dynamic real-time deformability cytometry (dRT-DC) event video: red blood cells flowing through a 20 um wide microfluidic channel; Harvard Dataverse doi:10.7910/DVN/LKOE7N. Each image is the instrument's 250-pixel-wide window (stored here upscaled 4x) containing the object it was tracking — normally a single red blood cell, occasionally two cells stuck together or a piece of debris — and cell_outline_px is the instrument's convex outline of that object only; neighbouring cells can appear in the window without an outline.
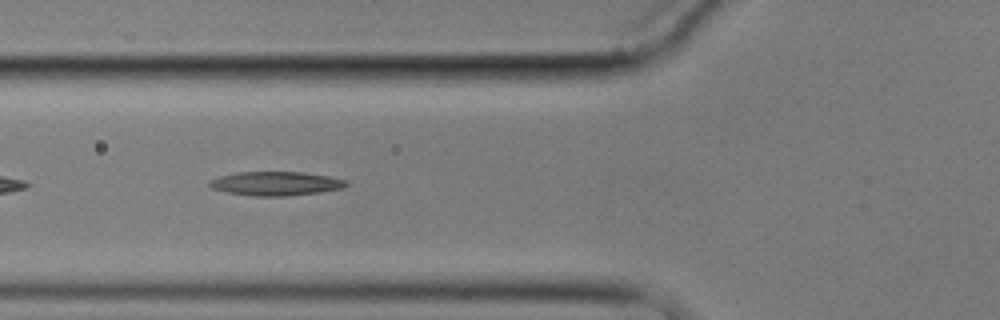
{"species": "common noctule bat (a hibernating species)", "species_latin": "Nyctalus noctula", "temperature_condition": "cold", "stored_images_in_passage": 7, "camera_frame_rate_fps": 3000, "um_per_image_px": 0.085, "animal": {"sex": "male", "body_mass_g": 17.9}, "frame": {"image": 1, "passage_image": 3, "time_ms": 2.333, "image_size_px": [1000, 320], "cell_outline_px": [[348, 184], [344, 188], [320, 192], [288, 196], [252, 196], [228, 192], [208, 188], [208, 184], [212, 180], [220, 176], [240, 172], [300, 172], [328, 176], [348, 180]], "centroid_in_image_um": [23.46, 15.61], "position_along_channel_um": 102.3, "area_um2": 19.07}}
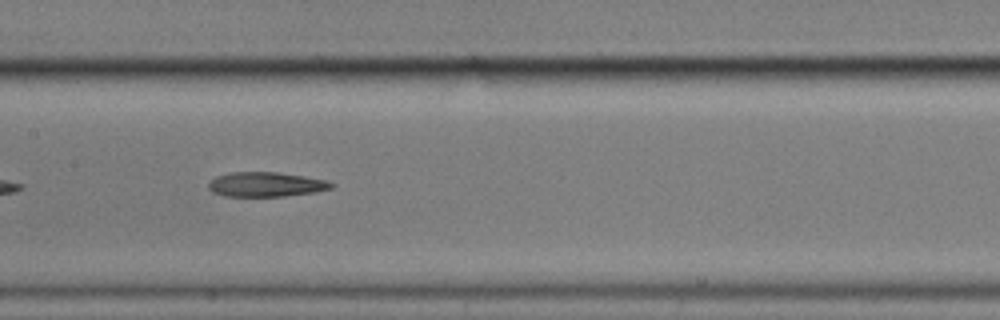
{"frame": {"image": 2, "passage_image": 5, "time_ms": 4.667, "image_size_px": [1000, 320], "cell_outline_px": [[336, 184], [332, 188], [316, 192], [284, 196], [224, 196], [212, 192], [208, 188], [208, 184], [216, 176], [232, 172], [276, 172], [304, 176], [328, 180]], "centroid_in_image_um": [22.63, 15.67], "position_along_channel_um": 184.8, "area_um2": 17.69}}
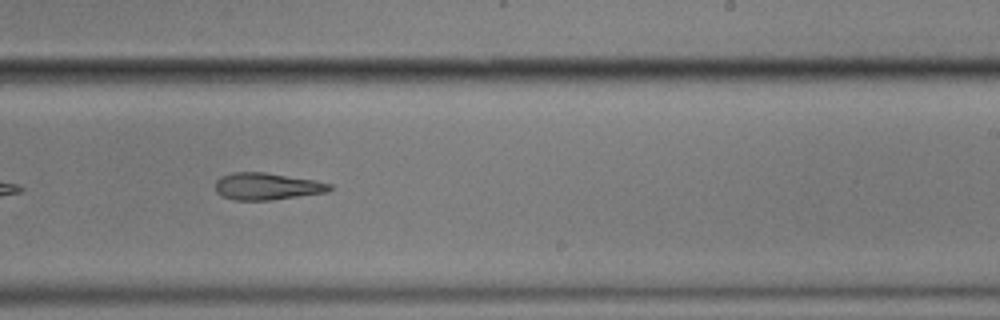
{"frame": {"image": 3, "passage_image": 7, "time_ms": 7.0, "image_size_px": [1000, 320], "cell_outline_px": [[332, 188], [328, 192], [272, 200], [232, 200], [220, 196], [216, 192], [216, 180], [220, 176], [232, 172], [264, 172], [316, 180], [332, 184]], "centroid_in_image_um": [22.67, 15.84], "position_along_channel_um": 266.3, "area_um2": 18.21}}